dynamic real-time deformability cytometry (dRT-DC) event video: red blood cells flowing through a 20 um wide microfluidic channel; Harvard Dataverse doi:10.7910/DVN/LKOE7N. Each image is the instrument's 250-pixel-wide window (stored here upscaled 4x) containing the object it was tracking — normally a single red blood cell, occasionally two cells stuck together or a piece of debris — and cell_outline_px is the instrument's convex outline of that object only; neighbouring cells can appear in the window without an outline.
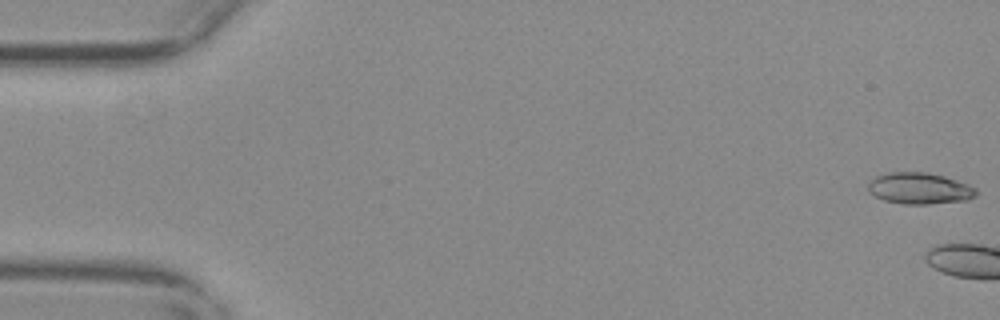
{"species": "common noctule bat (a hibernating species)", "species_latin": "Nyctalus noctula", "temperature_condition": "warm", "stored_images_in_passage": 4, "camera_frame_rate_fps": 3000, "um_per_image_px": 0.085, "animal": {"sex": "female", "body_mass_g": 29.2, "forearm_length_mm": 56.3}, "frame": {"image": 1, "passage_image": 1, "time_ms": 0.0, "image_size_px": [1000, 320], "cell_outline_px": [[976, 196], [968, 200], [928, 204], [904, 204], [884, 200], [868, 192], [868, 184], [876, 176], [888, 172], [928, 172], [944, 176], [968, 184], [976, 188]], "centroid_in_image_um": [78.17, 16.01], "position_along_channel_um": 6.8, "area_um2": 19.77}}